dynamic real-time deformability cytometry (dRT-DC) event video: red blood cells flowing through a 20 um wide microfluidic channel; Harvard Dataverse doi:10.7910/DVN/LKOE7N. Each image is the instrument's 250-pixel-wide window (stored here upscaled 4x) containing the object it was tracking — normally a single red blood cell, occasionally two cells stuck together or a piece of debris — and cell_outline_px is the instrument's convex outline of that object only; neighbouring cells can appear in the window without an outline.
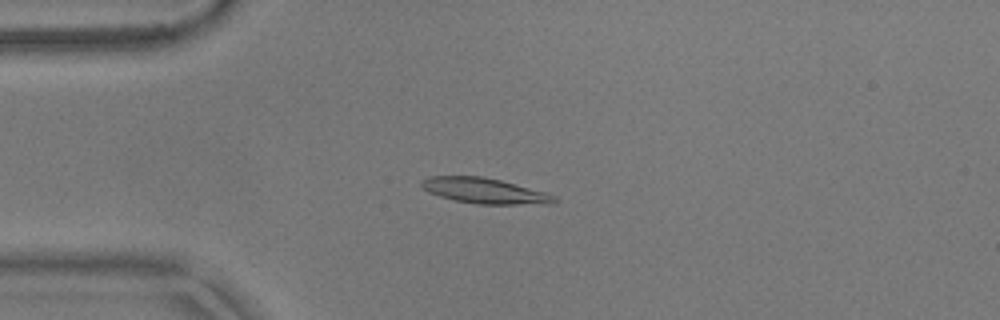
{"species": "common noctule bat (a hibernating species)", "species_latin": "Nyctalus noctula", "temperature_condition": "warm", "stored_images_in_passage": 54, "camera_frame_rate_fps": 3000, "um_per_image_px": 0.085, "animal": {"sex": "male", "body_mass_g": 17.9}, "frame": {"image": 1, "passage_image": 13, "time_ms": 4.0, "image_size_px": [1000, 320], "cell_outline_px": [[560, 200], [548, 204], [480, 204], [456, 200], [440, 196], [428, 192], [420, 184], [420, 180], [428, 176], [484, 176], [500, 180], [544, 192], [556, 196]], "centroid_in_image_um": [41.18, 16.21], "position_along_channel_um": 43.8, "area_um2": 19.59}}
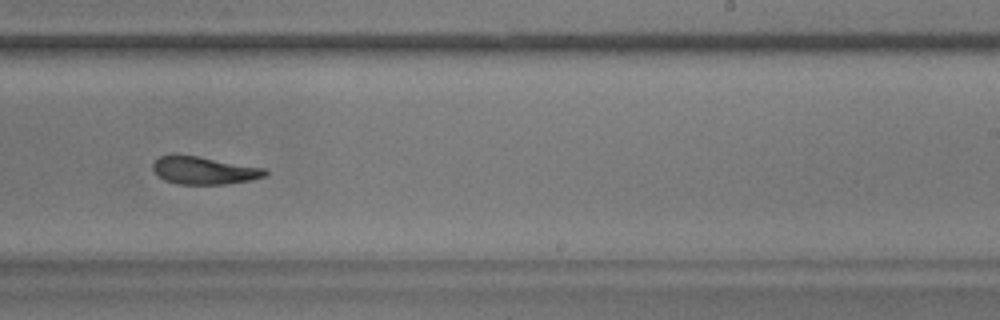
{"frame": {"image": 2, "passage_image": 33, "time_ms": 10.667, "image_size_px": [1000, 320], "cell_outline_px": [[268, 176], [252, 180], [228, 184], [176, 184], [164, 180], [156, 176], [152, 168], [152, 164], [160, 156], [172, 152], [268, 168]], "centroid_in_image_um": [17.33, 14.47], "position_along_channel_um": 271.7, "area_um2": 18.73}}
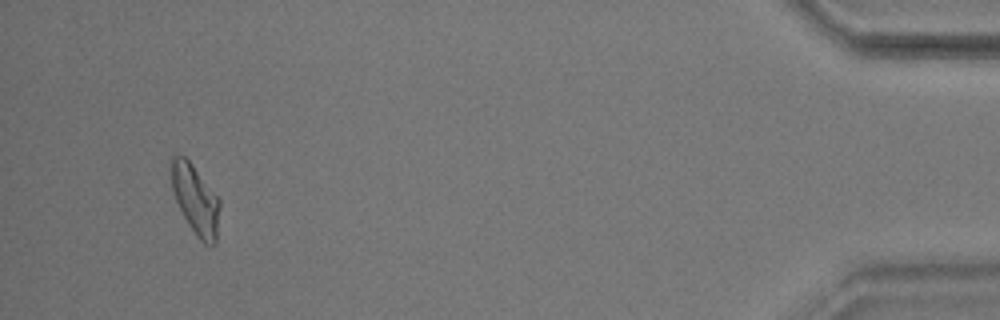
{"frame": {"image": 3, "passage_image": 51, "time_ms": 16.667, "image_size_px": [1000, 320], "cell_outline_px": [[220, 204], [216, 244], [204, 244], [196, 236], [188, 224], [176, 200], [172, 188], [172, 156], [184, 156], [192, 164], [220, 200]], "centroid_in_image_um": [16.64, 17.01], "position_along_channel_um": 418.6, "area_um2": 19.19}, "authors_computed_cell_mechanics": {"area_um2": 18.785, "velocity_mm_per_s": 3.6972, "shape_relaxation_time_tau1_ms": 7.0963, "shape_relaxation_time_tau2_ms": 6.427, "deformation_change_tau1": 0.2028, "deformation_change_tau2": 0.1443}}